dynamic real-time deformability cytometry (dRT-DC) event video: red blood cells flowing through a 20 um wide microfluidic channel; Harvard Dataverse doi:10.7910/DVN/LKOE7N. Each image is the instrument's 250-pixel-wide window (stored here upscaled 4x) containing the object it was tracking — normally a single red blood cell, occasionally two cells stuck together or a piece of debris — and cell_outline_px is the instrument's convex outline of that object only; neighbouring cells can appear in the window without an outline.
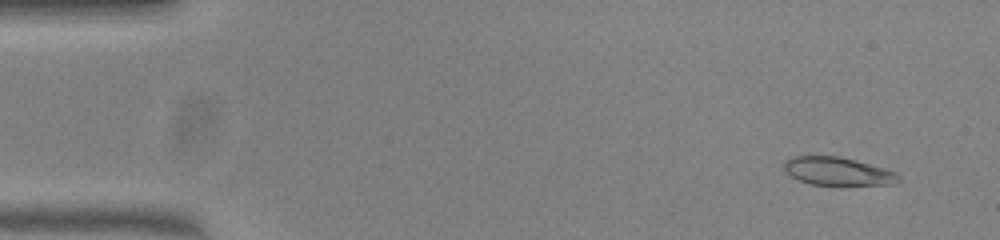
{"species": "common noctule bat (a hibernating species)", "species_latin": "Nyctalus noctula", "temperature_condition": "warm", "stored_images_in_passage": 51, "camera_frame_rate_fps": 3000, "um_per_image_px": 0.085, "animal": {"sex": "female", "body_mass_g": 23.0, "forearm_length_mm": 53.4}, "frame": {"image": 1, "passage_image": 4, "time_ms": 1.0, "image_size_px": [1000, 240], "cell_outline_px": [[900, 180], [892, 184], [840, 188], [812, 184], [800, 180], [792, 176], [784, 168], [784, 160], [792, 156], [840, 156], [856, 160], [884, 168], [896, 172], [900, 176]], "centroid_in_image_um": [71.26, 14.61], "position_along_channel_um": 13.7, "area_um2": 19.59}}
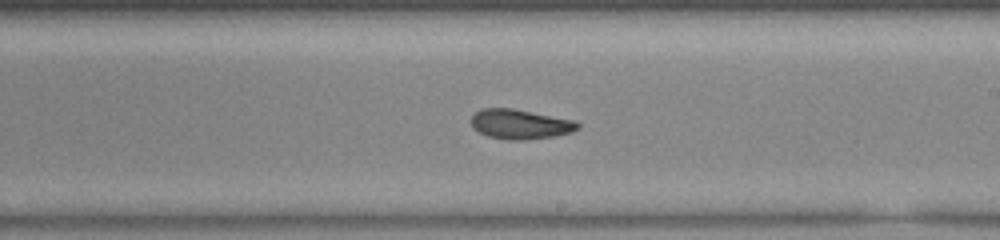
{"frame": {"image": 2, "passage_image": 30, "time_ms": 9.667, "image_size_px": [1000, 240], "cell_outline_px": [[580, 128], [572, 132], [552, 136], [524, 140], [508, 140], [488, 136], [472, 128], [472, 116], [480, 108], [512, 108], [576, 120], [580, 124]], "centroid_in_image_um": [44.23, 10.55], "position_along_channel_um": 244.8, "area_um2": 18.5}}
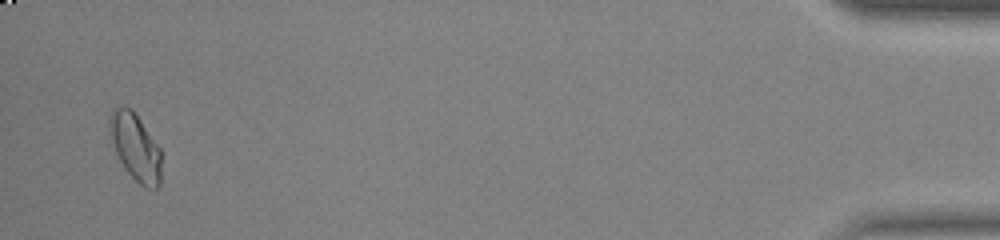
{"frame": {"image": 3, "passage_image": 50, "time_ms": 16.333, "image_size_px": [1000, 240], "cell_outline_px": [[160, 184], [156, 188], [144, 188], [124, 168], [108, 136], [108, 120], [112, 112], [116, 108], [132, 108], [160, 148]], "centroid_in_image_um": [11.49, 12.5], "position_along_channel_um": 423.7, "area_um2": 20.06}, "authors_computed_cell_mechanics": {"area_um2": 19.1318, "velocity_mm_per_s": 3.991, "shape_relaxation_time_tau1_ms": null, "shape_relaxation_time_tau2_ms": 1.8045, "deformation_change_tau1": null, "deformation_change_tau2": 0.0617}}